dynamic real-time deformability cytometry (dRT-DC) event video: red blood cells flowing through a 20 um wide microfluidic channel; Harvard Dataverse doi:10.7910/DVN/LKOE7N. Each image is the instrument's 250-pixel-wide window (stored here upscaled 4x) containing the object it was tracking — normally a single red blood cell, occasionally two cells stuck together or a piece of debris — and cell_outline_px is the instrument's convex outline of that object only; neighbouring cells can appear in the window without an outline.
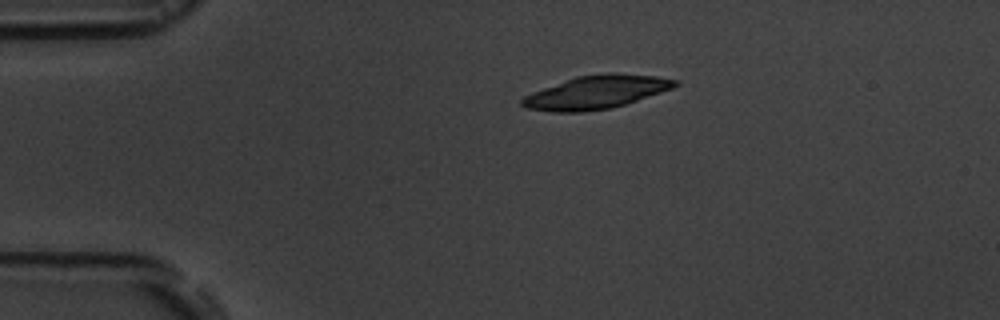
{"species": "common noctule bat (a hibernating species)", "species_latin": "Nyctalus noctula", "temperature_condition": "room temperature", "stored_images_in_passage": 2, "camera_frame_rate_fps": 3000, "um_per_image_px": 0.085, "animal": {"sex": "male", "body_mass_g": 19.5, "forearm_length_mm": 54.6}, "frame": {"image": 1, "passage_image": 1, "time_ms": 0.0, "image_size_px": [1000, 320], "cell_outline_px": [[680, 84], [672, 88], [624, 104], [608, 108], [580, 112], [552, 112], [524, 108], [520, 104], [520, 100], [524, 96], [532, 92], [576, 76], [600, 72], [612, 72], [656, 76], [680, 80]], "centroid_in_image_um": [50.65, 7.82], "position_along_channel_um": 34.3, "area_um2": 29.65}}